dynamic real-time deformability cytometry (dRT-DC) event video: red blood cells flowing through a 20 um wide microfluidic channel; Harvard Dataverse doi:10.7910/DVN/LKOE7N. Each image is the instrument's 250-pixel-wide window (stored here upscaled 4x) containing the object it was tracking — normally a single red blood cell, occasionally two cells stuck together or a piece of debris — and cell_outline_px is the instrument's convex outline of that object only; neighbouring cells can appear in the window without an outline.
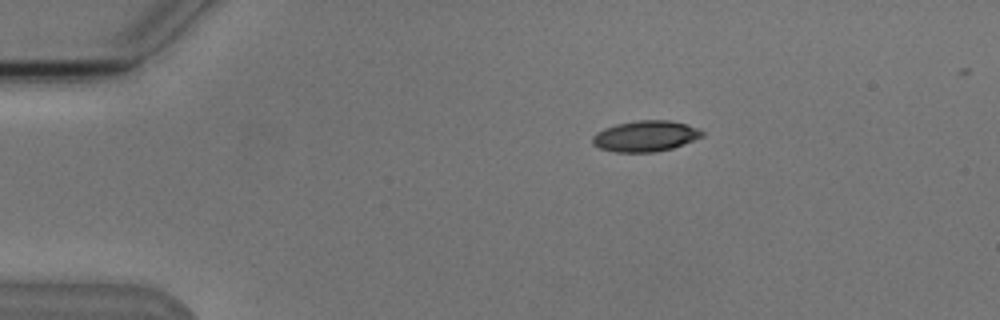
{"species": "Egyptian fruit bat (a non-hibernating species)", "species_latin": "Rousettus aegyptiacus", "temperature_condition": "cold", "stored_images_in_passage": 3, "camera_frame_rate_fps": 3000, "um_per_image_px": 0.085, "animal": {"sex": "male"}, "frame": {"image": 1, "passage_image": 1, "time_ms": 0.0, "image_size_px": [1000, 320], "cell_outline_px": [[704, 136], [672, 148], [656, 152], [616, 152], [600, 148], [592, 144], [592, 136], [596, 132], [604, 128], [616, 124], [636, 120], [668, 120], [684, 124], [696, 128], [704, 132]], "centroid_in_image_um": [54.83, 11.57], "position_along_channel_um": 30.2, "area_um2": 19.65}}
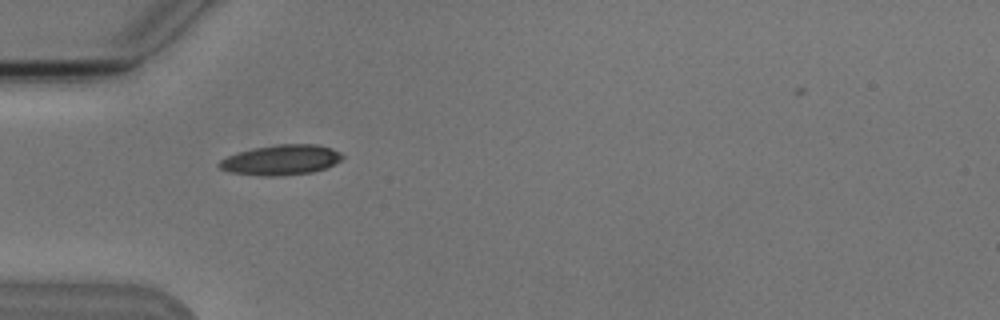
{"frame": {"image": 2, "passage_image": 3, "time_ms": 2.333, "image_size_px": [1000, 320], "cell_outline_px": [[344, 156], [336, 164], [312, 172], [280, 176], [264, 176], [228, 172], [220, 168], [216, 164], [220, 160], [228, 156], [252, 148], [280, 144], [316, 144], [332, 148], [340, 152]], "centroid_in_image_um": [23.89, 13.59], "position_along_channel_um": 61.1, "area_um2": 21.68}}